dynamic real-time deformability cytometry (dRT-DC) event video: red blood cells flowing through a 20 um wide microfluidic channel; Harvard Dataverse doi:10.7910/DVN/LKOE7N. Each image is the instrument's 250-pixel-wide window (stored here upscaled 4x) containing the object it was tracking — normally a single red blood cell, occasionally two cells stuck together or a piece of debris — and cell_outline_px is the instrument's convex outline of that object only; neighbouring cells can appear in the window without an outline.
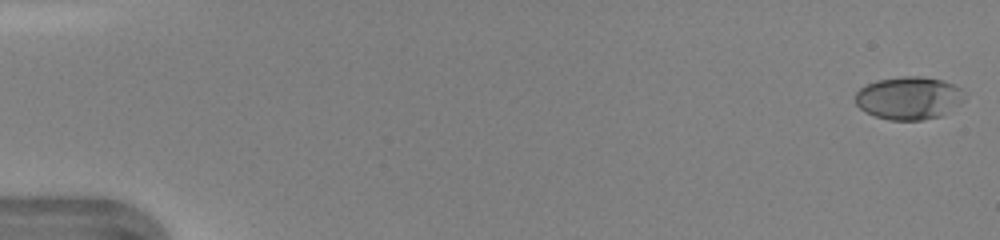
{"species": "human", "species_latin": "Homo sapiens", "temperature_condition": "warm", "stored_images_in_passage": 45, "camera_frame_rate_fps": 3000, "um_per_image_px": 0.085, "donor": {"sex": "female"}, "frame": {"image": 1, "passage_image": 1, "time_ms": 0.0, "image_size_px": [1000, 240], "cell_outline_px": [[968, 96], [960, 104], [940, 116], [920, 120], [888, 120], [876, 116], [860, 108], [856, 104], [856, 92], [864, 84], [876, 80], [904, 76], [924, 76], [944, 80], [960, 88]], "centroid_in_image_um": [77.27, 8.31], "position_along_channel_um": 7.7, "area_um2": 27.46}}
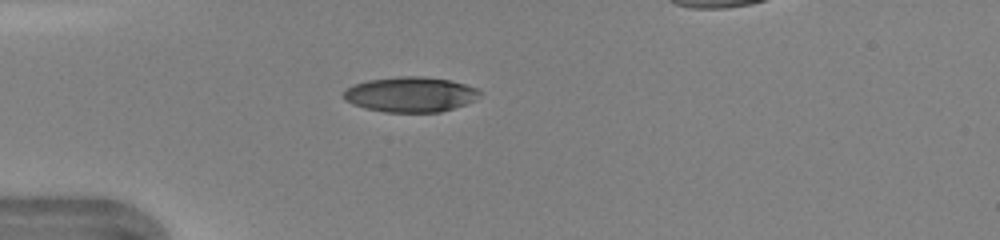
{"frame": {"image": 2, "passage_image": 14, "time_ms": 4.333, "image_size_px": [1000, 240], "cell_outline_px": [[480, 92], [472, 100], [464, 104], [440, 112], [384, 112], [364, 108], [352, 104], [344, 100], [340, 96], [352, 84], [368, 80], [400, 76], [424, 76], [452, 80], [476, 88]], "centroid_in_image_um": [34.81, 8.02], "position_along_channel_um": 50.2, "area_um2": 27.86}}
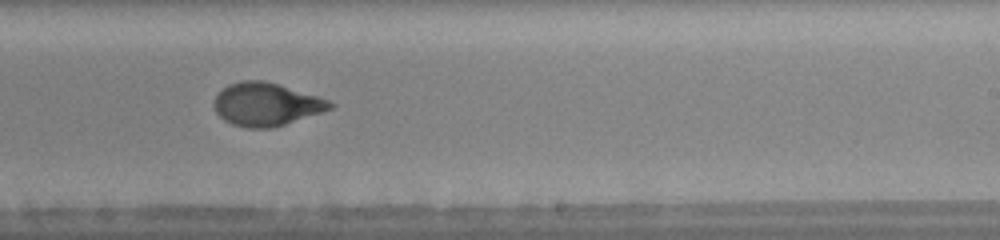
{"frame": {"image": 3, "passage_image": 30, "time_ms": 9.667, "image_size_px": [1000, 240], "cell_outline_px": [[336, 104], [332, 108], [272, 128], [248, 128], [232, 124], [224, 120], [216, 112], [212, 104], [216, 96], [228, 84], [240, 80], [264, 80], [316, 96], [328, 100]], "centroid_in_image_um": [22.58, 8.86], "position_along_channel_um": 266.4, "area_um2": 28.73}}